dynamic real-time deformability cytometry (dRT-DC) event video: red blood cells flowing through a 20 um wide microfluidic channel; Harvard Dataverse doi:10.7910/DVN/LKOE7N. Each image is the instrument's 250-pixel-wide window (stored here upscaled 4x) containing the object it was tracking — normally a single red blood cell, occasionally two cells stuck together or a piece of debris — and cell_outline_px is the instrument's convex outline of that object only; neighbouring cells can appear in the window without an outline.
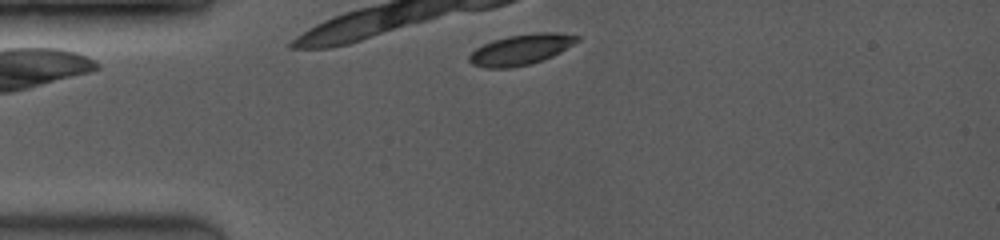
{"species": "common noctule bat (a hibernating species)", "species_latin": "Nyctalus noctula", "temperature_condition": "room temperature", "stored_images_in_passage": 13, "camera_frame_rate_fps": 3500, "um_per_image_px": 0.085, "animal": {"sex": "female", "body_mass_g": 19.0, "forearm_length_mm": 53.3}, "frame": {"image": 1, "passage_image": 7, "time_ms": 0.857, "image_size_px": [1000, 240], "cell_outline_px": [[580, 40], [560, 52], [544, 60], [512, 68], [484, 68], [472, 64], [468, 60], [468, 56], [476, 48], [492, 40], [508, 36], [536, 32], [556, 32], [580, 36]], "centroid_in_image_um": [44.28, 4.21], "position_along_channel_um": 40.7, "area_um2": 19.31}}